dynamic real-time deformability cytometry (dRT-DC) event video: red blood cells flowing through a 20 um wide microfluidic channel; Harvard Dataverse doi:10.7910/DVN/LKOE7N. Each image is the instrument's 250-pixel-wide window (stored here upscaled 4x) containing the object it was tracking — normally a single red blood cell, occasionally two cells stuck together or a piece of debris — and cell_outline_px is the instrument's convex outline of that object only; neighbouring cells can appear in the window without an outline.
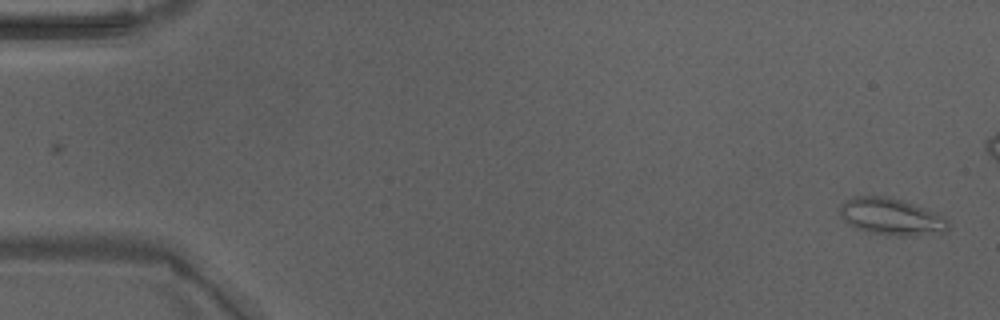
{"species": "Egyptian fruit bat (a non-hibernating species)", "species_latin": "Rousettus aegyptiacus", "temperature_condition": "warm", "stored_images_in_passage": 49, "camera_frame_rate_fps": 3000, "um_per_image_px": 0.085, "animal": {"sex": "male"}, "frame": {"image": 1, "passage_image": 1, "time_ms": 0.0, "image_size_px": [1000, 320], "cell_outline_px": [[948, 228], [944, 232], [916, 236], [900, 236], [868, 232], [856, 228], [848, 224], [840, 216], [840, 204], [844, 200], [852, 196], [884, 196], [900, 200], [924, 208], [944, 216], [948, 220]], "centroid_in_image_um": [75.73, 18.42], "position_along_channel_um": 9.3, "area_um2": 23.29}}
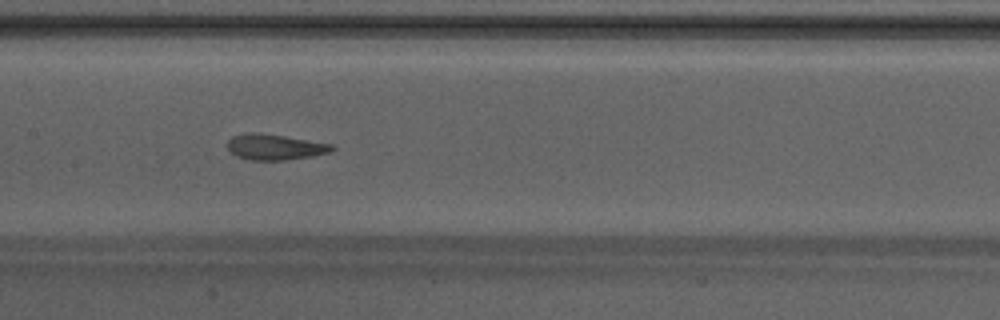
{"frame": {"image": 2, "passage_image": 24, "time_ms": 7.667, "image_size_px": [1000, 320], "cell_outline_px": [[336, 148], [332, 152], [312, 156], [284, 160], [252, 160], [236, 156], [228, 148], [228, 140], [232, 136], [248, 132], [260, 132], [332, 144]], "centroid_in_image_um": [23.38, 12.49], "position_along_channel_um": 184.0, "area_um2": 15.66}}
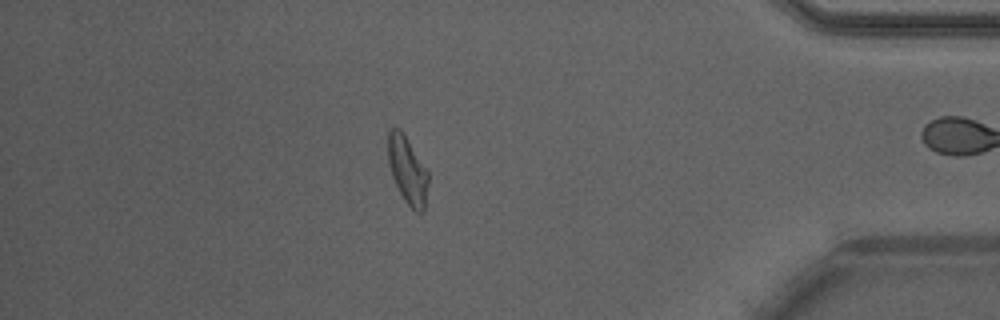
{"frame": {"image": 3, "passage_image": 42, "time_ms": 13.667, "image_size_px": [1000, 320], "cell_outline_px": [[428, 184], [424, 212], [416, 212], [404, 200], [392, 176], [388, 164], [388, 128], [400, 128], [404, 132], [428, 172]], "centroid_in_image_um": [34.63, 14.43], "position_along_channel_um": 400.6, "area_um2": 15.84}, "authors_computed_cell_mechanics": {"area_um2": 16.4152, "velocity_mm_per_s": 4.2313, "shape_relaxation_time_tau1_ms": 4.1183, "shape_relaxation_time_tau2_ms": 1.031, "deformation_change_tau1": 0.1792, "deformation_change_tau2": 0.0946}}